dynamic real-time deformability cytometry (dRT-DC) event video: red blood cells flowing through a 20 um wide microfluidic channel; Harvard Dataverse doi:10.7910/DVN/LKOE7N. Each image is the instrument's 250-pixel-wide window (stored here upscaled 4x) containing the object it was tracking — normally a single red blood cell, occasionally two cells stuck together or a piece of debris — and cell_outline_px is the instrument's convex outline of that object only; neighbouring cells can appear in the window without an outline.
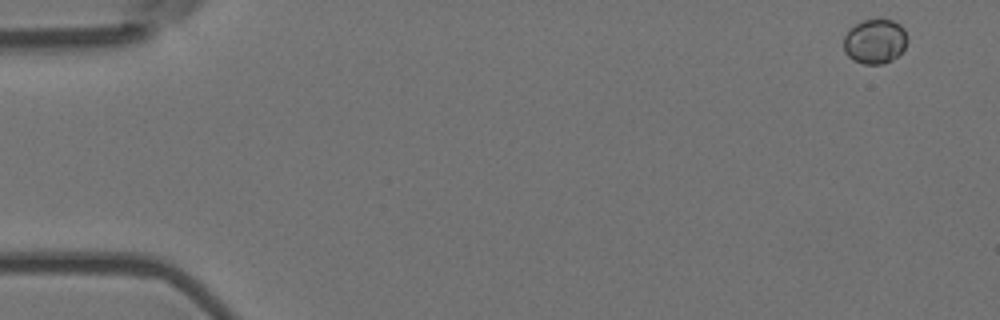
{"species": "Egyptian fruit bat (a non-hibernating species)", "species_latin": "Rousettus aegyptiacus", "temperature_condition": "room temperature", "stored_images_in_passage": 5, "camera_frame_rate_fps": 3000, "um_per_image_px": 0.085, "animal": {"sex": "female"}, "frame": {"image": 1, "passage_image": 1, "time_ms": 0.0, "image_size_px": [1000, 320], "cell_outline_px": [[908, 40], [904, 48], [892, 60], [884, 64], [864, 64], [852, 60], [844, 52], [844, 36], [856, 24], [864, 20], [892, 20], [900, 24], [904, 28], [908, 36]], "centroid_in_image_um": [74.39, 3.53], "position_along_channel_um": 10.6, "area_um2": 16.53}}
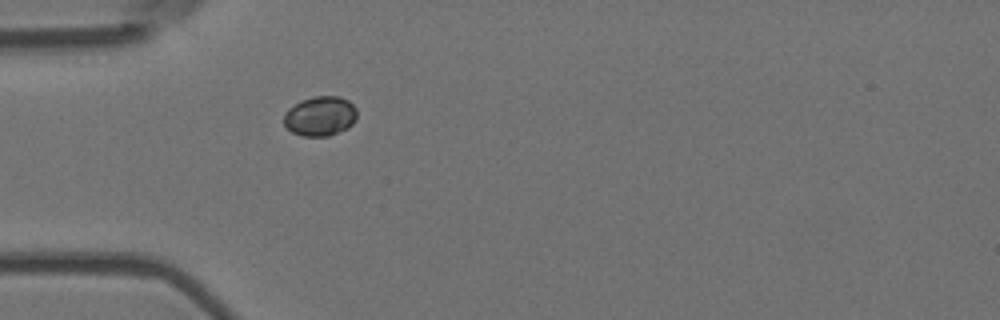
{"frame": {"image": 2, "passage_image": 5, "time_ms": 1.333, "image_size_px": [1000, 320], "cell_outline_px": [[356, 120], [348, 128], [328, 136], [304, 136], [292, 132], [284, 124], [284, 112], [288, 108], [300, 100], [312, 96], [340, 96], [348, 100], [356, 108]], "centroid_in_image_um": [27.21, 9.85], "position_along_channel_um": 57.8, "area_um2": 17.05}}